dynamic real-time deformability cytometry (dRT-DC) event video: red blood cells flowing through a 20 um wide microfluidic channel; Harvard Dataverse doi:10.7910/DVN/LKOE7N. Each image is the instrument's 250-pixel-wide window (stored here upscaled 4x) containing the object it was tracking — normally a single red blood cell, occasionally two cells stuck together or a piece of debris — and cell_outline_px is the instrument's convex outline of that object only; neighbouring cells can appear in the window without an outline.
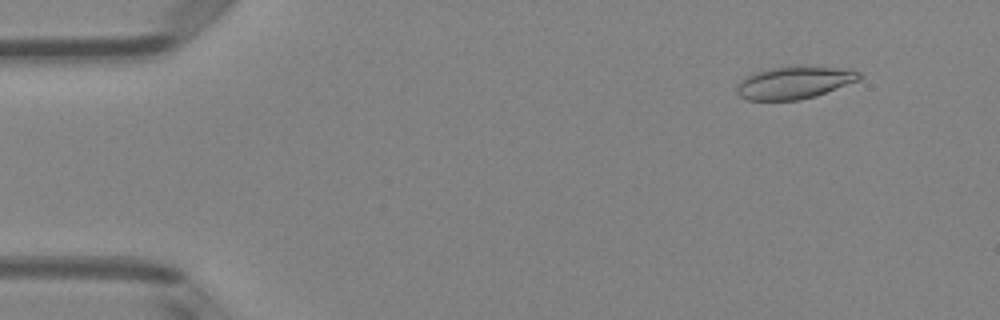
{"species": "Egyptian fruit bat (a non-hibernating species)", "species_latin": "Rousettus aegyptiacus", "temperature_condition": "room temperature", "stored_images_in_passage": 14, "camera_frame_rate_fps": 3000, "um_per_image_px": 0.085, "animal": {"sex": "female"}, "frame": {"image": 1, "passage_image": 3, "time_ms": 0.667, "image_size_px": [1000, 320], "cell_outline_px": [[864, 76], [860, 80], [816, 96], [800, 100], [748, 100], [740, 96], [736, 92], [736, 84], [748, 76], [756, 72], [768, 68], [804, 64], [848, 68], [860, 72]], "centroid_in_image_um": [67.59, 6.99], "position_along_channel_um": 17.4, "area_um2": 23.87}}
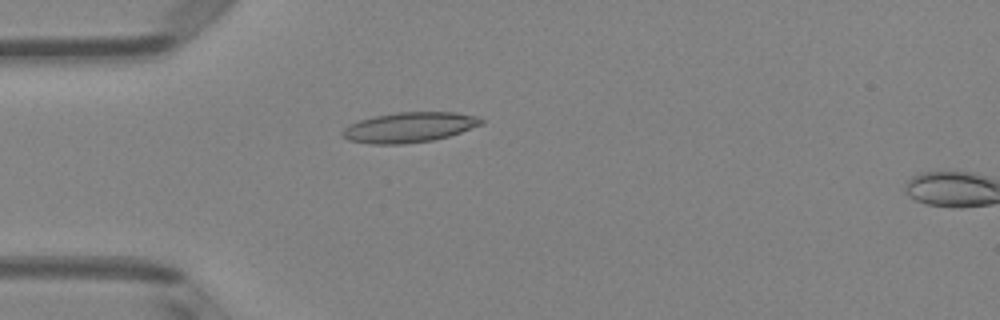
{"frame": {"image": 2, "passage_image": 12, "time_ms": 3.667, "image_size_px": [1000, 320], "cell_outline_px": [[484, 124], [448, 136], [432, 140], [404, 144], [372, 144], [348, 140], [340, 136], [340, 132], [348, 124], [360, 120], [376, 116], [396, 112], [456, 112], [476, 116], [484, 120]], "centroid_in_image_um": [34.76, 10.82], "position_along_channel_um": 50.2, "area_um2": 24.45}}